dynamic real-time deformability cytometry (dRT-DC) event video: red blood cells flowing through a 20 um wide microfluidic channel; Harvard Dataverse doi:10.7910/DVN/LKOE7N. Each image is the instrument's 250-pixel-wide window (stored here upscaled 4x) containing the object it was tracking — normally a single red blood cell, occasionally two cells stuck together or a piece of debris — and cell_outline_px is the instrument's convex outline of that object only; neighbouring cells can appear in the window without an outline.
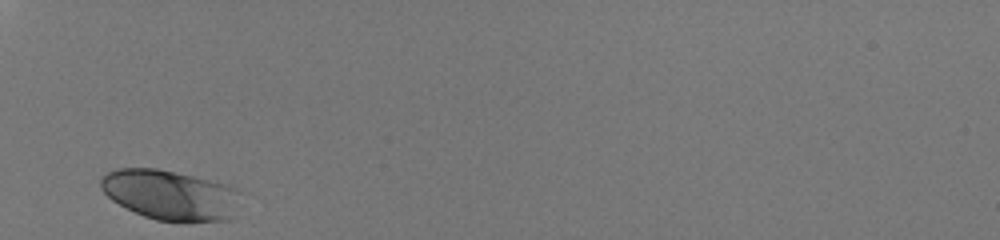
{"species": "human", "species_latin": "Homo sapiens", "temperature_condition": "room temperature", "stored_images_in_passage": 26, "camera_frame_rate_fps": 3000, "um_per_image_px": 0.085, "donor": {"sex": "male"}, "frame": {"image": 1, "passage_image": 1, "time_ms": 0.0, "image_size_px": [1000, 240], "cell_outline_px": [[240, 192], [232, 216], [228, 220], [156, 220], [144, 216], [112, 200], [100, 188], [100, 180], [108, 172], [116, 168], [156, 168], [192, 176], [208, 180], [236, 188]], "centroid_in_image_um": [14.42, 16.55], "position_along_channel_um": 70.6, "area_um2": 39.77}}
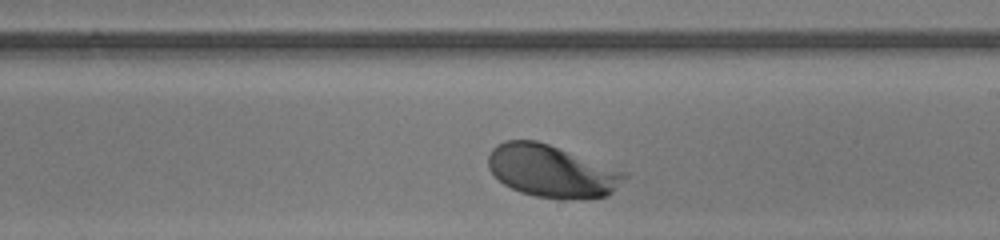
{"frame": {"image": 2, "passage_image": 15, "time_ms": 4.667, "image_size_px": [1000, 240], "cell_outline_px": [[628, 176], [612, 192], [604, 196], [536, 196], [520, 192], [504, 184], [488, 168], [488, 156], [492, 148], [496, 144], [504, 140], [536, 140], [548, 144], [628, 172]], "centroid_in_image_um": [46.86, 14.48], "position_along_channel_um": 242.1, "area_um2": 40.46}}
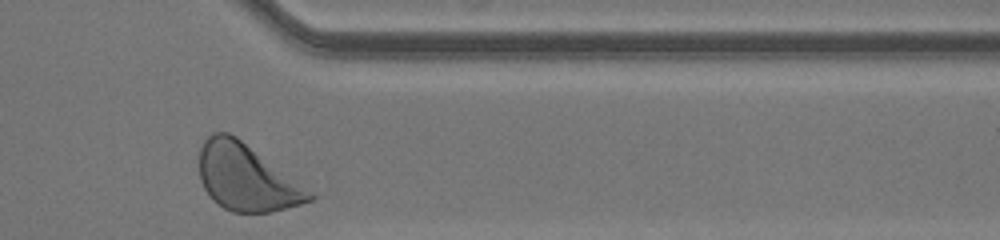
{"frame": {"image": 3, "passage_image": 26, "time_ms": 8.333, "image_size_px": [1000, 240], "cell_outline_px": [[316, 196], [312, 200], [300, 204], [268, 212], [232, 212], [224, 208], [212, 200], [204, 188], [200, 180], [200, 148], [204, 140], [212, 132], [228, 132], [236, 136]], "centroid_in_image_um": [20.89, 15.09], "position_along_channel_um": 390.5, "area_um2": 41.85}, "authors_computed_cell_mechanics": {"area_um2": 40.6045, "velocity_mm_per_s": 4.0292, "shape_relaxation_time_tau1_ms": 0.9557, "shape_relaxation_time_tau2_ms": null, "deformation_change_tau1": 0.1085, "deformation_change_tau2": null}}